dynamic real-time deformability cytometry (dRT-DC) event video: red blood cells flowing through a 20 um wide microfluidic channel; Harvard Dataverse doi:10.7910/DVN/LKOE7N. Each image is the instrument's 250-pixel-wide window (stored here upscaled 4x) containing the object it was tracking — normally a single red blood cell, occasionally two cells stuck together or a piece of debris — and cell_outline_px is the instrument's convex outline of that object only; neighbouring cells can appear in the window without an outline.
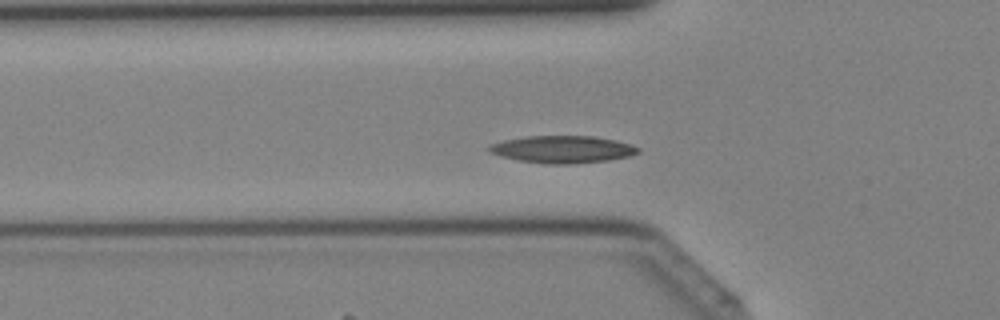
{"species": "Egyptian fruit bat (a non-hibernating species)", "species_latin": "Rousettus aegyptiacus", "temperature_condition": "cold", "stored_images_in_passage": 29, "camera_frame_rate_fps": 3000, "um_per_image_px": 0.085, "animal": {"sex": "female"}, "frame": {"image": 1, "passage_image": 2, "time_ms": 0.333, "image_size_px": [1000, 320], "cell_outline_px": [[640, 152], [628, 156], [608, 160], [568, 164], [548, 164], [516, 160], [500, 156], [488, 152], [488, 144], [504, 140], [528, 136], [592, 136], [616, 140], [632, 144], [640, 148]], "centroid_in_image_um": [47.79, 12.69], "position_along_channel_um": 78.0, "area_um2": 23.76}}
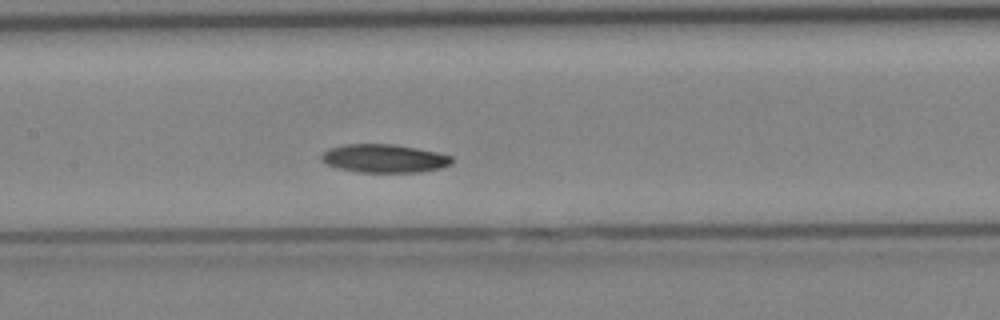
{"frame": {"image": 2, "passage_image": 8, "time_ms": 2.333, "image_size_px": [1000, 320], "cell_outline_px": [[452, 164], [440, 168], [420, 172], [356, 172], [336, 168], [320, 160], [320, 156], [328, 148], [344, 144], [392, 144], [416, 148], [436, 152], [452, 156]], "centroid_in_image_um": [32.62, 13.47], "position_along_channel_um": 174.8, "area_um2": 21.62}}
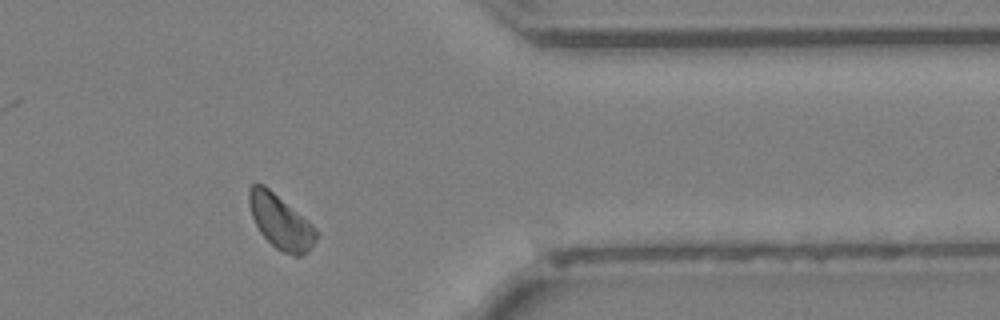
{"frame": {"image": 3, "passage_image": 22, "time_ms": 7.0, "image_size_px": [1000, 320], "cell_outline_px": [[320, 232], [316, 240], [308, 252], [300, 256], [292, 256], [276, 248], [260, 232], [252, 216], [248, 204], [248, 188], [252, 184], [264, 184], [308, 220]], "centroid_in_image_um": [23.86, 18.85], "position_along_channel_um": 387.5, "area_um2": 21.27}}